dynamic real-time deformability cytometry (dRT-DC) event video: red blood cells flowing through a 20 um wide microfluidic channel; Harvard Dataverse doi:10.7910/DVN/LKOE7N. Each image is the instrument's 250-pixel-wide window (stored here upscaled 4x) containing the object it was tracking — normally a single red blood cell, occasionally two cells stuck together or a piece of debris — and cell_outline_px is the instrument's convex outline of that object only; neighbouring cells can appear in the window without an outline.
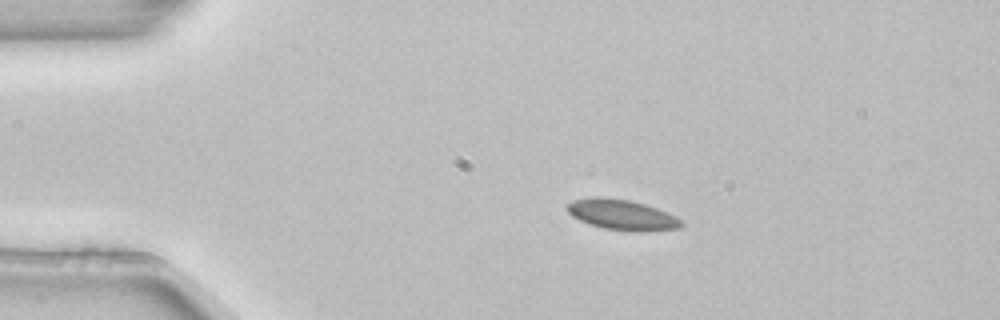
{"species": "common noctule bat (a hibernating species)", "species_latin": "Nyctalus noctula", "temperature_condition": "room temperature", "stored_images_in_passage": 2, "camera_frame_rate_fps": 3000, "um_per_image_px": 0.085, "animal": {"sex": "female", "body_mass_g": 22.7, "forearm_length_mm": 54.2}, "frame": {"image": 1, "passage_image": 1, "time_ms": 0.0, "image_size_px": [1000, 320], "cell_outline_px": [[684, 224], [680, 228], [644, 232], [636, 232], [604, 228], [580, 220], [572, 216], [564, 208], [564, 204], [572, 200], [592, 196], [600, 196], [628, 200], [644, 204], [668, 212], [684, 220]], "centroid_in_image_um": [52.86, 18.25], "position_along_channel_um": 32.1, "area_um2": 20.58}}